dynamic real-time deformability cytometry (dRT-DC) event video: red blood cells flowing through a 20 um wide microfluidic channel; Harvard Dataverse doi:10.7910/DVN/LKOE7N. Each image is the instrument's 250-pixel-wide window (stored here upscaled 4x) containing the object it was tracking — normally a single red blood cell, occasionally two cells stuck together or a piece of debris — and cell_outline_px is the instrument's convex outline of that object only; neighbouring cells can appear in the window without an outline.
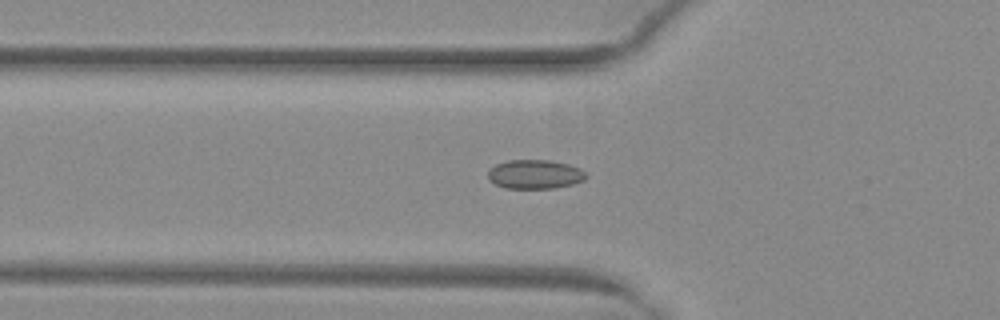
{"species": "common noctule bat (a hibernating species)", "species_latin": "Nyctalus noctula", "temperature_condition": "warm", "stored_images_in_passage": 47, "camera_frame_rate_fps": 3000, "um_per_image_px": 0.085, "animal": {"sex": "female", "body_mass_g": 29.2, "forearm_length_mm": 56.3}, "frame": {"image": 1, "passage_image": 16, "time_ms": 5.0, "image_size_px": [1000, 320], "cell_outline_px": [[588, 176], [584, 180], [572, 184], [556, 188], [504, 188], [488, 180], [488, 172], [496, 164], [508, 160], [548, 160], [568, 164], [580, 168]], "centroid_in_image_um": [45.47, 14.82], "position_along_channel_um": 80.3, "area_um2": 16.59}}
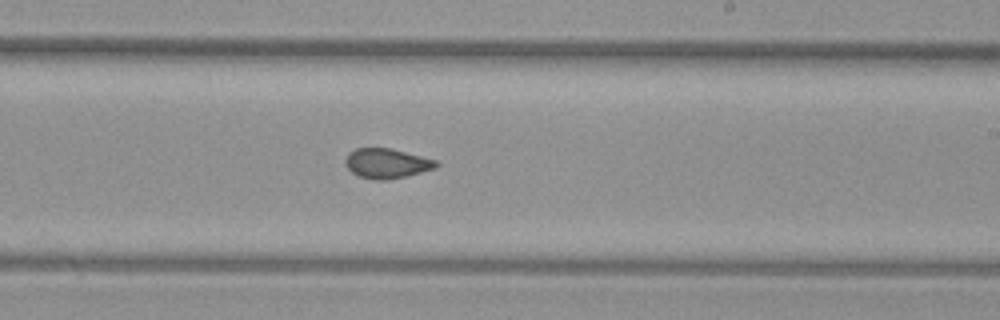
{"frame": {"image": 2, "passage_image": 29, "time_ms": 9.333, "image_size_px": [1000, 320], "cell_outline_px": [[440, 164], [436, 168], [388, 180], [372, 180], [360, 176], [352, 172], [344, 164], [344, 160], [348, 152], [356, 148], [392, 148], [436, 160]], "centroid_in_image_um": [32.85, 13.88], "position_along_channel_um": 256.2, "area_um2": 15.84}}
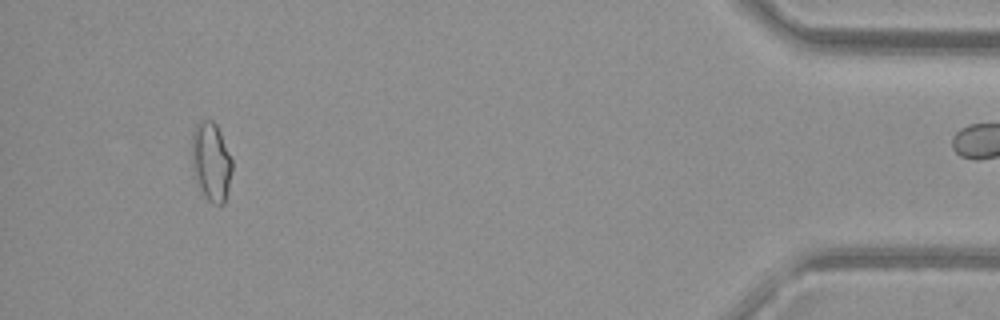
{"frame": {"image": 3, "passage_image": 46, "time_ms": 15.0, "image_size_px": [1000, 320], "cell_outline_px": [[232, 172], [224, 204], [212, 204], [208, 200], [196, 180], [192, 164], [192, 132], [196, 124], [200, 120], [212, 120], [216, 124], [220, 132], [232, 160]], "centroid_in_image_um": [17.95, 13.72], "position_along_channel_um": 417.3, "area_um2": 18.32}}